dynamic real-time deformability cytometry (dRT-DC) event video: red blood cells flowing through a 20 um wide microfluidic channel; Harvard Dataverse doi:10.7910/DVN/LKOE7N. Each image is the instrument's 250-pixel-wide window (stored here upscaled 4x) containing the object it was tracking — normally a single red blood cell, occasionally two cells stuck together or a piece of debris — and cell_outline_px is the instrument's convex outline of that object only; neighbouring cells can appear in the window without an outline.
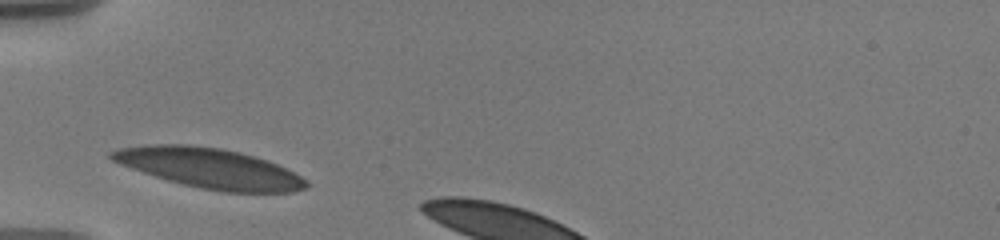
{"species": "human", "species_latin": "Homo sapiens", "temperature_condition": "warm", "stored_images_in_passage": 2, "camera_frame_rate_fps": 3000, "um_per_image_px": 0.085, "donor": {"sex": "male"}, "frame": {"image": 1, "passage_image": 1, "time_ms": 0.0, "image_size_px": [1000, 240], "cell_outline_px": [[308, 188], [292, 192], [224, 192], [200, 188], [168, 180], [120, 164], [112, 160], [108, 156], [108, 152], [120, 148], [144, 144], [188, 144], [220, 148], [240, 152], [268, 160], [308, 180]], "centroid_in_image_um": [17.81, 14.29], "position_along_channel_um": 67.2, "area_um2": 45.14}}